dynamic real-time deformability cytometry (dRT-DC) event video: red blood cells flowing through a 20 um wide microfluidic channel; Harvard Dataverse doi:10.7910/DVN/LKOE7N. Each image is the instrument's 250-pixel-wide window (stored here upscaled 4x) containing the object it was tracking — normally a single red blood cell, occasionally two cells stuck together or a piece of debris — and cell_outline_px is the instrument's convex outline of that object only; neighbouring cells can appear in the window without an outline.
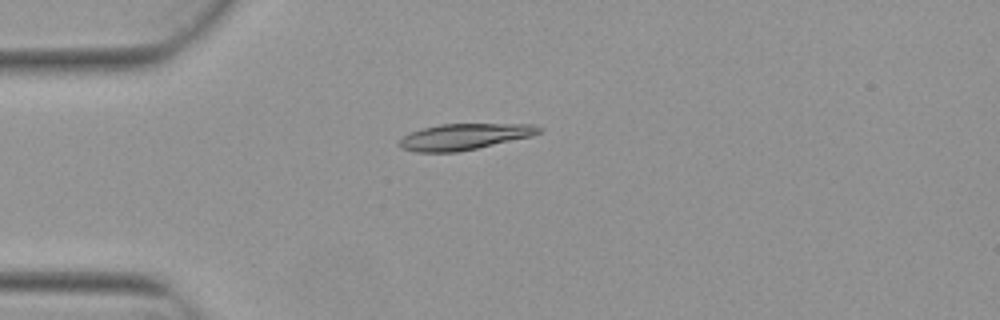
{"species": "Egyptian fruit bat (a non-hibernating species)", "species_latin": "Rousettus aegyptiacus", "temperature_condition": "warm", "stored_images_in_passage": 5, "camera_frame_rate_fps": 3000, "um_per_image_px": 0.085, "animal": {"sex": "female"}, "frame": {"image": 1, "passage_image": 3, "time_ms": 0.667, "image_size_px": [1000, 320], "cell_outline_px": [[544, 128], [540, 132], [532, 136], [476, 148], [456, 152], [416, 152], [400, 148], [396, 144], [404, 136], [420, 128], [440, 124], [532, 124]], "centroid_in_image_um": [39.44, 11.61], "position_along_channel_um": 45.6, "area_um2": 21.21}}
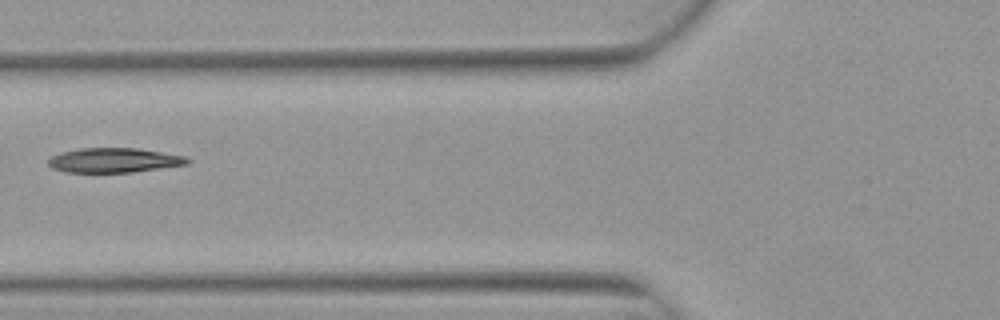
{"frame": {"image": 2, "passage_image": 5, "time_ms": 1.333, "image_size_px": [1000, 320], "cell_outline_px": [[192, 160], [188, 164], [132, 172], [64, 172], [52, 168], [48, 164], [48, 160], [52, 156], [64, 152], [80, 148], [136, 148], [188, 156]], "centroid_in_image_um": [9.74, 13.62], "position_along_channel_um": 116.1, "area_um2": 19.88}}